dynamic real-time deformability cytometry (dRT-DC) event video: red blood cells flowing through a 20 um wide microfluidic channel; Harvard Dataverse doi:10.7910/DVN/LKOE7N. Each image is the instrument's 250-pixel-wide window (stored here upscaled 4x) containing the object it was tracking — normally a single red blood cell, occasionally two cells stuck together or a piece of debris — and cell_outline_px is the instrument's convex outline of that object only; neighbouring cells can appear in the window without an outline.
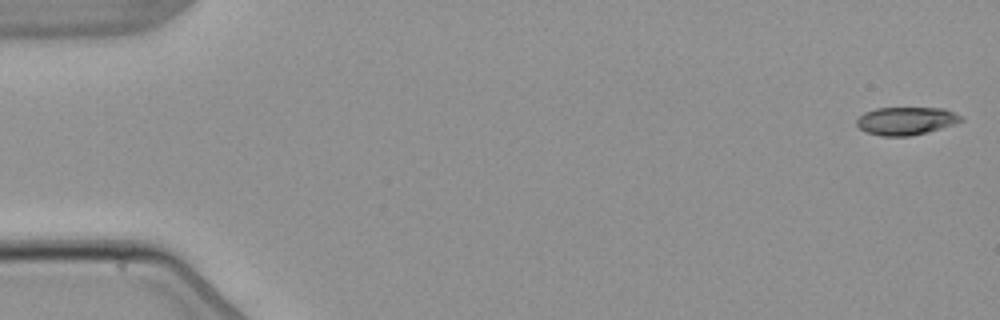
{"species": "common noctule bat (a hibernating species)", "species_latin": "Nyctalus noctula", "temperature_condition": "warm", "stored_images_in_passage": 7, "camera_frame_rate_fps": 3000, "um_per_image_px": 0.085, "animal": {"sex": "male", "body_mass_g": 21.5, "forearm_length_mm": 52.0}, "frame": {"image": 1, "passage_image": 1, "time_ms": 0.0, "image_size_px": [1000, 320], "cell_outline_px": [[964, 120], [928, 132], [908, 136], [880, 136], [868, 132], [860, 128], [856, 124], [856, 120], [864, 112], [876, 108], [944, 108], [960, 116]], "centroid_in_image_um": [76.98, 10.27], "position_along_channel_um": 8.0, "area_um2": 16.76}}